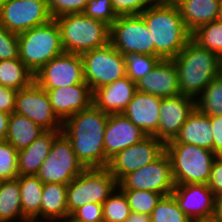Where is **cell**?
Wrapping results in <instances>:
<instances>
[{"mask_svg":"<svg viewBox=\"0 0 222 222\" xmlns=\"http://www.w3.org/2000/svg\"><path fill=\"white\" fill-rule=\"evenodd\" d=\"M109 114L93 104L62 123V132L85 168L105 167L104 133Z\"/></svg>","mask_w":222,"mask_h":222,"instance_id":"6da1fadb","label":"cell"},{"mask_svg":"<svg viewBox=\"0 0 222 222\" xmlns=\"http://www.w3.org/2000/svg\"><path fill=\"white\" fill-rule=\"evenodd\" d=\"M139 15L151 31L155 56L160 59H174L191 40L192 33L172 0H157Z\"/></svg>","mask_w":222,"mask_h":222,"instance_id":"7a4b0ae2","label":"cell"},{"mask_svg":"<svg viewBox=\"0 0 222 222\" xmlns=\"http://www.w3.org/2000/svg\"><path fill=\"white\" fill-rule=\"evenodd\" d=\"M172 60L178 72L180 94L195 100L221 74V58L192 39Z\"/></svg>","mask_w":222,"mask_h":222,"instance_id":"3957f363","label":"cell"},{"mask_svg":"<svg viewBox=\"0 0 222 222\" xmlns=\"http://www.w3.org/2000/svg\"><path fill=\"white\" fill-rule=\"evenodd\" d=\"M59 27L63 50L83 54L109 43L110 27L84 13L66 14L54 19Z\"/></svg>","mask_w":222,"mask_h":222,"instance_id":"277c9868","label":"cell"},{"mask_svg":"<svg viewBox=\"0 0 222 222\" xmlns=\"http://www.w3.org/2000/svg\"><path fill=\"white\" fill-rule=\"evenodd\" d=\"M175 185L208 184L216 154L187 143H166Z\"/></svg>","mask_w":222,"mask_h":222,"instance_id":"5b68a950","label":"cell"},{"mask_svg":"<svg viewBox=\"0 0 222 222\" xmlns=\"http://www.w3.org/2000/svg\"><path fill=\"white\" fill-rule=\"evenodd\" d=\"M19 59L35 75L51 59L64 53L59 27L50 22L18 33Z\"/></svg>","mask_w":222,"mask_h":222,"instance_id":"8992f818","label":"cell"},{"mask_svg":"<svg viewBox=\"0 0 222 222\" xmlns=\"http://www.w3.org/2000/svg\"><path fill=\"white\" fill-rule=\"evenodd\" d=\"M118 187L107 167L86 168L67 184L69 216L87 203L102 204Z\"/></svg>","mask_w":222,"mask_h":222,"instance_id":"52a82bcc","label":"cell"},{"mask_svg":"<svg viewBox=\"0 0 222 222\" xmlns=\"http://www.w3.org/2000/svg\"><path fill=\"white\" fill-rule=\"evenodd\" d=\"M84 80L92 92L127 76L125 56L110 43L81 54Z\"/></svg>","mask_w":222,"mask_h":222,"instance_id":"ba28073f","label":"cell"},{"mask_svg":"<svg viewBox=\"0 0 222 222\" xmlns=\"http://www.w3.org/2000/svg\"><path fill=\"white\" fill-rule=\"evenodd\" d=\"M109 43L123 55L137 53L155 56L151 31L140 15L118 16L110 26Z\"/></svg>","mask_w":222,"mask_h":222,"instance_id":"9c48e42d","label":"cell"},{"mask_svg":"<svg viewBox=\"0 0 222 222\" xmlns=\"http://www.w3.org/2000/svg\"><path fill=\"white\" fill-rule=\"evenodd\" d=\"M85 169L73 151L70 140L61 132L36 176L42 183L68 184Z\"/></svg>","mask_w":222,"mask_h":222,"instance_id":"30bf717a","label":"cell"},{"mask_svg":"<svg viewBox=\"0 0 222 222\" xmlns=\"http://www.w3.org/2000/svg\"><path fill=\"white\" fill-rule=\"evenodd\" d=\"M47 0H6L0 3V24L21 33L52 20Z\"/></svg>","mask_w":222,"mask_h":222,"instance_id":"8fae6325","label":"cell"},{"mask_svg":"<svg viewBox=\"0 0 222 222\" xmlns=\"http://www.w3.org/2000/svg\"><path fill=\"white\" fill-rule=\"evenodd\" d=\"M120 189L147 190L170 195L175 187L171 161L164 152L155 161L127 174L119 183Z\"/></svg>","mask_w":222,"mask_h":222,"instance_id":"7c38bea8","label":"cell"},{"mask_svg":"<svg viewBox=\"0 0 222 222\" xmlns=\"http://www.w3.org/2000/svg\"><path fill=\"white\" fill-rule=\"evenodd\" d=\"M165 152V143L155 136L127 147L109 160L107 169L118 183L129 173L155 161Z\"/></svg>","mask_w":222,"mask_h":222,"instance_id":"4fadbf2b","label":"cell"},{"mask_svg":"<svg viewBox=\"0 0 222 222\" xmlns=\"http://www.w3.org/2000/svg\"><path fill=\"white\" fill-rule=\"evenodd\" d=\"M14 113L26 116L46 131L62 130V122L55 115L46 90L35 81L18 90Z\"/></svg>","mask_w":222,"mask_h":222,"instance_id":"5bb4252c","label":"cell"},{"mask_svg":"<svg viewBox=\"0 0 222 222\" xmlns=\"http://www.w3.org/2000/svg\"><path fill=\"white\" fill-rule=\"evenodd\" d=\"M34 81L43 89L86 83L81 55L64 52L54 57L35 74Z\"/></svg>","mask_w":222,"mask_h":222,"instance_id":"9a60e30c","label":"cell"},{"mask_svg":"<svg viewBox=\"0 0 222 222\" xmlns=\"http://www.w3.org/2000/svg\"><path fill=\"white\" fill-rule=\"evenodd\" d=\"M194 108L195 99L182 94L162 98L158 131L153 136L165 144L175 139Z\"/></svg>","mask_w":222,"mask_h":222,"instance_id":"2e32d148","label":"cell"},{"mask_svg":"<svg viewBox=\"0 0 222 222\" xmlns=\"http://www.w3.org/2000/svg\"><path fill=\"white\" fill-rule=\"evenodd\" d=\"M171 194L189 219L213 218L215 195L207 184L175 185Z\"/></svg>","mask_w":222,"mask_h":222,"instance_id":"e0dca14e","label":"cell"},{"mask_svg":"<svg viewBox=\"0 0 222 222\" xmlns=\"http://www.w3.org/2000/svg\"><path fill=\"white\" fill-rule=\"evenodd\" d=\"M146 137L147 135L123 114H109L104 133L105 167L117 153Z\"/></svg>","mask_w":222,"mask_h":222,"instance_id":"ac0fdd59","label":"cell"},{"mask_svg":"<svg viewBox=\"0 0 222 222\" xmlns=\"http://www.w3.org/2000/svg\"><path fill=\"white\" fill-rule=\"evenodd\" d=\"M44 90L55 115L62 123L93 104V92L87 83Z\"/></svg>","mask_w":222,"mask_h":222,"instance_id":"d6986e66","label":"cell"},{"mask_svg":"<svg viewBox=\"0 0 222 222\" xmlns=\"http://www.w3.org/2000/svg\"><path fill=\"white\" fill-rule=\"evenodd\" d=\"M161 100L162 97L136 91L122 114L147 136H153L158 131Z\"/></svg>","mask_w":222,"mask_h":222,"instance_id":"ffe728a7","label":"cell"},{"mask_svg":"<svg viewBox=\"0 0 222 222\" xmlns=\"http://www.w3.org/2000/svg\"><path fill=\"white\" fill-rule=\"evenodd\" d=\"M136 86L137 91L162 98L180 95L178 72L173 60L161 59Z\"/></svg>","mask_w":222,"mask_h":222,"instance_id":"44dd1931","label":"cell"},{"mask_svg":"<svg viewBox=\"0 0 222 222\" xmlns=\"http://www.w3.org/2000/svg\"><path fill=\"white\" fill-rule=\"evenodd\" d=\"M137 86L127 76L93 91V105L107 114H122Z\"/></svg>","mask_w":222,"mask_h":222,"instance_id":"7402d4cb","label":"cell"},{"mask_svg":"<svg viewBox=\"0 0 222 222\" xmlns=\"http://www.w3.org/2000/svg\"><path fill=\"white\" fill-rule=\"evenodd\" d=\"M167 143H187L213 151V132L210 118L195 107L188 115L179 134Z\"/></svg>","mask_w":222,"mask_h":222,"instance_id":"603a6c76","label":"cell"},{"mask_svg":"<svg viewBox=\"0 0 222 222\" xmlns=\"http://www.w3.org/2000/svg\"><path fill=\"white\" fill-rule=\"evenodd\" d=\"M62 130L45 131L28 147L18 151L19 175H36Z\"/></svg>","mask_w":222,"mask_h":222,"instance_id":"cb8c5ba5","label":"cell"},{"mask_svg":"<svg viewBox=\"0 0 222 222\" xmlns=\"http://www.w3.org/2000/svg\"><path fill=\"white\" fill-rule=\"evenodd\" d=\"M179 9L187 29L192 33L219 17L221 0H172Z\"/></svg>","mask_w":222,"mask_h":222,"instance_id":"d4e9b609","label":"cell"},{"mask_svg":"<svg viewBox=\"0 0 222 222\" xmlns=\"http://www.w3.org/2000/svg\"><path fill=\"white\" fill-rule=\"evenodd\" d=\"M68 217L67 184L43 183L40 221L62 222Z\"/></svg>","mask_w":222,"mask_h":222,"instance_id":"484cf974","label":"cell"},{"mask_svg":"<svg viewBox=\"0 0 222 222\" xmlns=\"http://www.w3.org/2000/svg\"><path fill=\"white\" fill-rule=\"evenodd\" d=\"M45 131L26 116L13 112L9 116L6 141L19 151L32 144Z\"/></svg>","mask_w":222,"mask_h":222,"instance_id":"4316f807","label":"cell"},{"mask_svg":"<svg viewBox=\"0 0 222 222\" xmlns=\"http://www.w3.org/2000/svg\"><path fill=\"white\" fill-rule=\"evenodd\" d=\"M21 209L28 221H40L43 183L36 175H18Z\"/></svg>","mask_w":222,"mask_h":222,"instance_id":"83f0119b","label":"cell"},{"mask_svg":"<svg viewBox=\"0 0 222 222\" xmlns=\"http://www.w3.org/2000/svg\"><path fill=\"white\" fill-rule=\"evenodd\" d=\"M27 222L21 209L18 178L0 181V222Z\"/></svg>","mask_w":222,"mask_h":222,"instance_id":"f1b7e54d","label":"cell"},{"mask_svg":"<svg viewBox=\"0 0 222 222\" xmlns=\"http://www.w3.org/2000/svg\"><path fill=\"white\" fill-rule=\"evenodd\" d=\"M34 74L18 59L0 60V85L14 90L30 86Z\"/></svg>","mask_w":222,"mask_h":222,"instance_id":"f546056e","label":"cell"},{"mask_svg":"<svg viewBox=\"0 0 222 222\" xmlns=\"http://www.w3.org/2000/svg\"><path fill=\"white\" fill-rule=\"evenodd\" d=\"M195 107L208 116L222 115V75L216 76L195 100Z\"/></svg>","mask_w":222,"mask_h":222,"instance_id":"4dcf8cb0","label":"cell"},{"mask_svg":"<svg viewBox=\"0 0 222 222\" xmlns=\"http://www.w3.org/2000/svg\"><path fill=\"white\" fill-rule=\"evenodd\" d=\"M191 39L200 47L212 51L222 58V21L216 19L192 32Z\"/></svg>","mask_w":222,"mask_h":222,"instance_id":"1f68e13d","label":"cell"},{"mask_svg":"<svg viewBox=\"0 0 222 222\" xmlns=\"http://www.w3.org/2000/svg\"><path fill=\"white\" fill-rule=\"evenodd\" d=\"M104 222H125L131 214L127 197L117 187L115 191L102 203Z\"/></svg>","mask_w":222,"mask_h":222,"instance_id":"d6a6232c","label":"cell"},{"mask_svg":"<svg viewBox=\"0 0 222 222\" xmlns=\"http://www.w3.org/2000/svg\"><path fill=\"white\" fill-rule=\"evenodd\" d=\"M151 222H191L172 194L162 196L150 215Z\"/></svg>","mask_w":222,"mask_h":222,"instance_id":"836d02e7","label":"cell"},{"mask_svg":"<svg viewBox=\"0 0 222 222\" xmlns=\"http://www.w3.org/2000/svg\"><path fill=\"white\" fill-rule=\"evenodd\" d=\"M125 56L127 77L137 83L147 76L161 60L157 56L127 53Z\"/></svg>","mask_w":222,"mask_h":222,"instance_id":"e575fe53","label":"cell"},{"mask_svg":"<svg viewBox=\"0 0 222 222\" xmlns=\"http://www.w3.org/2000/svg\"><path fill=\"white\" fill-rule=\"evenodd\" d=\"M127 197L131 212L151 215L152 210L156 207L157 202L162 197L161 194L134 189H121Z\"/></svg>","mask_w":222,"mask_h":222,"instance_id":"d590c367","label":"cell"},{"mask_svg":"<svg viewBox=\"0 0 222 222\" xmlns=\"http://www.w3.org/2000/svg\"><path fill=\"white\" fill-rule=\"evenodd\" d=\"M18 175V151L8 141H0V181Z\"/></svg>","mask_w":222,"mask_h":222,"instance_id":"8d00e7d4","label":"cell"},{"mask_svg":"<svg viewBox=\"0 0 222 222\" xmlns=\"http://www.w3.org/2000/svg\"><path fill=\"white\" fill-rule=\"evenodd\" d=\"M86 16L100 20L109 27L117 20L111 0H89L84 12Z\"/></svg>","mask_w":222,"mask_h":222,"instance_id":"74e56055","label":"cell"},{"mask_svg":"<svg viewBox=\"0 0 222 222\" xmlns=\"http://www.w3.org/2000/svg\"><path fill=\"white\" fill-rule=\"evenodd\" d=\"M89 0H47L53 19L66 14L83 13Z\"/></svg>","mask_w":222,"mask_h":222,"instance_id":"f35d334b","label":"cell"},{"mask_svg":"<svg viewBox=\"0 0 222 222\" xmlns=\"http://www.w3.org/2000/svg\"><path fill=\"white\" fill-rule=\"evenodd\" d=\"M19 58L18 34L0 24V60Z\"/></svg>","mask_w":222,"mask_h":222,"instance_id":"ab89813d","label":"cell"},{"mask_svg":"<svg viewBox=\"0 0 222 222\" xmlns=\"http://www.w3.org/2000/svg\"><path fill=\"white\" fill-rule=\"evenodd\" d=\"M117 16L139 15L157 0H111Z\"/></svg>","mask_w":222,"mask_h":222,"instance_id":"60d3db41","label":"cell"},{"mask_svg":"<svg viewBox=\"0 0 222 222\" xmlns=\"http://www.w3.org/2000/svg\"><path fill=\"white\" fill-rule=\"evenodd\" d=\"M66 220L103 221L102 204L87 203L76 209Z\"/></svg>","mask_w":222,"mask_h":222,"instance_id":"b9f144b4","label":"cell"},{"mask_svg":"<svg viewBox=\"0 0 222 222\" xmlns=\"http://www.w3.org/2000/svg\"><path fill=\"white\" fill-rule=\"evenodd\" d=\"M207 185L215 196L222 194V156H216Z\"/></svg>","mask_w":222,"mask_h":222,"instance_id":"7bdbcfd3","label":"cell"},{"mask_svg":"<svg viewBox=\"0 0 222 222\" xmlns=\"http://www.w3.org/2000/svg\"><path fill=\"white\" fill-rule=\"evenodd\" d=\"M17 90L0 85V111L12 114L15 110Z\"/></svg>","mask_w":222,"mask_h":222,"instance_id":"ee69618b","label":"cell"},{"mask_svg":"<svg viewBox=\"0 0 222 222\" xmlns=\"http://www.w3.org/2000/svg\"><path fill=\"white\" fill-rule=\"evenodd\" d=\"M213 132V152L222 156V115L208 116Z\"/></svg>","mask_w":222,"mask_h":222,"instance_id":"f6af8a7d","label":"cell"},{"mask_svg":"<svg viewBox=\"0 0 222 222\" xmlns=\"http://www.w3.org/2000/svg\"><path fill=\"white\" fill-rule=\"evenodd\" d=\"M10 114L0 111V141L6 140Z\"/></svg>","mask_w":222,"mask_h":222,"instance_id":"bcb514c9","label":"cell"},{"mask_svg":"<svg viewBox=\"0 0 222 222\" xmlns=\"http://www.w3.org/2000/svg\"><path fill=\"white\" fill-rule=\"evenodd\" d=\"M213 218L222 222V194L215 196Z\"/></svg>","mask_w":222,"mask_h":222,"instance_id":"7dc6e473","label":"cell"},{"mask_svg":"<svg viewBox=\"0 0 222 222\" xmlns=\"http://www.w3.org/2000/svg\"><path fill=\"white\" fill-rule=\"evenodd\" d=\"M125 222H151V218L147 214L131 212Z\"/></svg>","mask_w":222,"mask_h":222,"instance_id":"c3c4849f","label":"cell"},{"mask_svg":"<svg viewBox=\"0 0 222 222\" xmlns=\"http://www.w3.org/2000/svg\"><path fill=\"white\" fill-rule=\"evenodd\" d=\"M191 222H219V221L214 218H208V219H195L191 220Z\"/></svg>","mask_w":222,"mask_h":222,"instance_id":"681fc988","label":"cell"},{"mask_svg":"<svg viewBox=\"0 0 222 222\" xmlns=\"http://www.w3.org/2000/svg\"><path fill=\"white\" fill-rule=\"evenodd\" d=\"M218 19L222 21V0H221V3H220V10H219V17H218Z\"/></svg>","mask_w":222,"mask_h":222,"instance_id":"f907efd6","label":"cell"},{"mask_svg":"<svg viewBox=\"0 0 222 222\" xmlns=\"http://www.w3.org/2000/svg\"><path fill=\"white\" fill-rule=\"evenodd\" d=\"M62 222H87V221H81V220H65ZM98 222H104V221H98Z\"/></svg>","mask_w":222,"mask_h":222,"instance_id":"816d5d0a","label":"cell"},{"mask_svg":"<svg viewBox=\"0 0 222 222\" xmlns=\"http://www.w3.org/2000/svg\"><path fill=\"white\" fill-rule=\"evenodd\" d=\"M221 75H222V58H221Z\"/></svg>","mask_w":222,"mask_h":222,"instance_id":"f5cc1de1","label":"cell"}]
</instances>
